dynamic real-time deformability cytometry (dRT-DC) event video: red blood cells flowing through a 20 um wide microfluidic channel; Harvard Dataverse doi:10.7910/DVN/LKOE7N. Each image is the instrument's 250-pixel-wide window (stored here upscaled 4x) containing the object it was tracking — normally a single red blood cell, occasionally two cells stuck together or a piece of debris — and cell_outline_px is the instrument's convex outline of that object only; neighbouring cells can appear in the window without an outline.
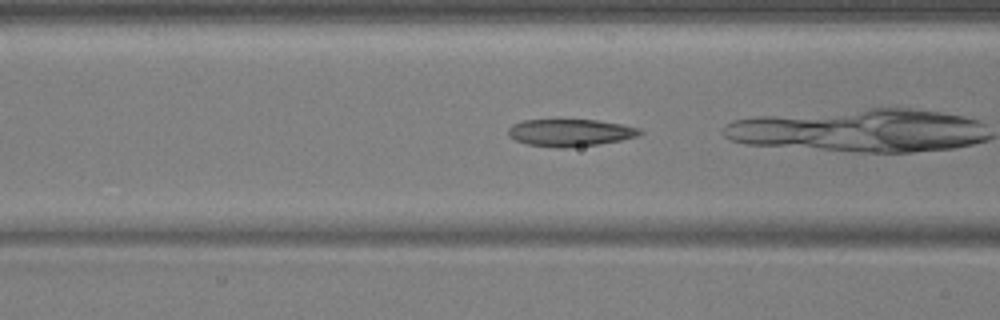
{"species": "common noctule bat (a hibernating species)", "species_latin": "Nyctalus noctula", "temperature_condition": "warm", "stored_images_in_passage": 42, "camera_frame_rate_fps": 3000, "um_per_image_px": 0.085, "animal": {"sex": "male", "body_mass_g": 17.9, "forearm_length_mm": 54.2}, "frame": {"image": 1, "passage_image": 19, "time_ms": 6.0, "image_size_px": [1000, 320], "cell_outline_px": [[644, 132], [636, 136], [620, 140], [600, 144], [564, 148], [556, 148], [528, 144], [516, 140], [508, 136], [508, 128], [512, 124], [524, 120], [596, 120], [620, 124], [640, 128]], "centroid_in_image_um": [48.45, 11.28], "position_along_channel_um": 118.2, "area_um2": 20.81}, "authors_computed_cell_mechanics": {"area_um2": 21.6172, "velocity_mm_per_s": 3.7196, "shape_relaxation_time_tau1_ms": 5.9678, "shape_relaxation_time_tau2_ms": 1.7072, "deformation_change_tau1": 0.1838, "deformation_change_tau2": 0.092}}